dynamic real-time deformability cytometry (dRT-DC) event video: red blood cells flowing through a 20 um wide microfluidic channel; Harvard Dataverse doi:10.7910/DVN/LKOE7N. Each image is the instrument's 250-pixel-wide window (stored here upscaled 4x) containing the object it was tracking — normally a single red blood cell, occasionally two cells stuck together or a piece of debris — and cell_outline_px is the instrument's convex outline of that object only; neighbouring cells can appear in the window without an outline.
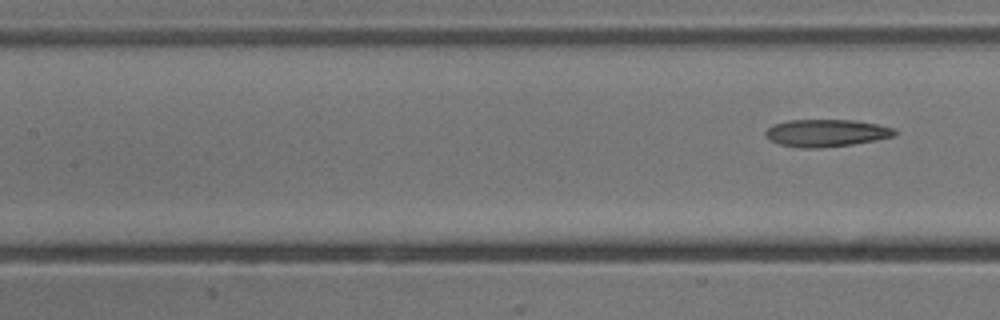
{"species": "common noctule bat (a hibernating species)", "species_latin": "Nyctalus noctula", "temperature_condition": "cold", "stored_images_in_passage": 8, "camera_frame_rate_fps": 3000, "um_per_image_px": 0.085, "animal": {"sex": "male", "body_mass_g": 13.3}, "frame": {"image": 1, "passage_image": 8, "time_ms": 9.0, "image_size_px": [1000, 320], "cell_outline_px": [[900, 132], [896, 136], [876, 140], [852, 144], [820, 148], [800, 148], [780, 144], [764, 136], [764, 132], [772, 124], [788, 120], [856, 120], [896, 128]], "centroid_in_image_um": [70.27, 11.3], "position_along_channel_um": 137.1, "area_um2": 20.81}}